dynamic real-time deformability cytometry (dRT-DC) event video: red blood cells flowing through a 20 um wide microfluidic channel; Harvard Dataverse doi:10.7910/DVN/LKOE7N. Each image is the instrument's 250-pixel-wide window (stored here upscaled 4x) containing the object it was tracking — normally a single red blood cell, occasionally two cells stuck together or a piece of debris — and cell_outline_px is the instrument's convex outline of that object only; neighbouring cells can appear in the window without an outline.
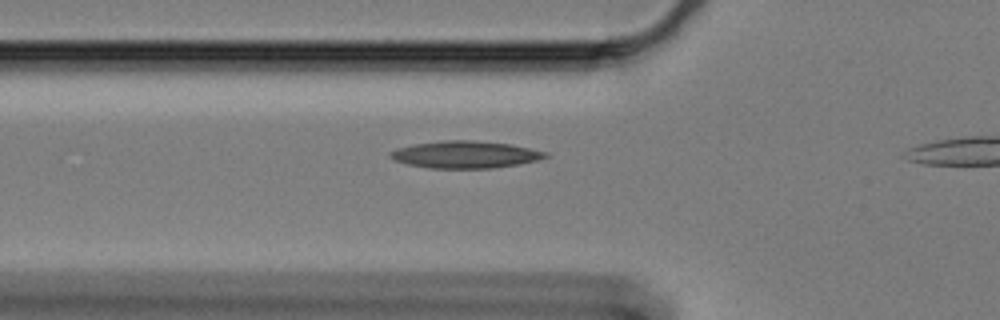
{"species": "Egyptian fruit bat (a non-hibernating species)", "species_latin": "Rousettus aegyptiacus", "temperature_condition": "cold", "stored_images_in_passage": 15, "camera_frame_rate_fps": 3000, "um_per_image_px": 0.085, "animal": {"sex": "female"}, "frame": {"image": 1, "passage_image": 13, "time_ms": 4.0, "image_size_px": [1000, 320], "cell_outline_px": [[548, 156], [540, 160], [520, 164], [492, 168], [428, 168], [408, 164], [392, 160], [388, 156], [388, 152], [396, 148], [412, 144], [444, 140], [476, 140], [512, 144], [548, 152]], "centroid_in_image_um": [39.53, 13.13], "position_along_channel_um": 86.3, "area_um2": 24.91}}